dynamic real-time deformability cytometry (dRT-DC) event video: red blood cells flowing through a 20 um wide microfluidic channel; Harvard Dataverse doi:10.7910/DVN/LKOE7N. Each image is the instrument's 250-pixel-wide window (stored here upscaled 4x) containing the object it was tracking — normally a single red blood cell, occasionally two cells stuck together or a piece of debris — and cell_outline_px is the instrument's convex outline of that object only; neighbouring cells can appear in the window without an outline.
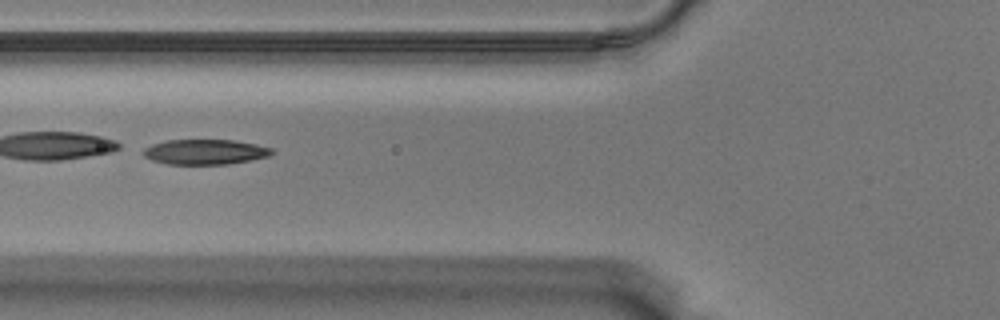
{"species": "Egyptian fruit bat (a non-hibernating species)", "species_latin": "Rousettus aegyptiacus", "temperature_condition": "warm", "stored_images_in_passage": 41, "camera_frame_rate_fps": 3000, "um_per_image_px": 0.085, "animal": {"sex": "male"}, "frame": {"image": 1, "passage_image": 7, "time_ms": 2.0, "image_size_px": [1000, 320], "cell_outline_px": [[276, 152], [268, 156], [252, 160], [228, 164], [168, 164], [152, 160], [144, 156], [140, 152], [144, 148], [152, 144], [164, 140], [236, 140], [256, 144], [272, 148]], "centroid_in_image_um": [17.43, 12.91], "position_along_channel_um": 108.4, "area_um2": 19.02}, "authors_computed_cell_mechanics": {"area_um2": 19.7098, "velocity_mm_per_s": 3.5341, "shape_relaxation_time_tau1_ms": 1.659, "shape_relaxation_time_tau2_ms": 1.8889, "deformation_change_tau1": 0.2854, "deformation_change_tau2": 0.088}}